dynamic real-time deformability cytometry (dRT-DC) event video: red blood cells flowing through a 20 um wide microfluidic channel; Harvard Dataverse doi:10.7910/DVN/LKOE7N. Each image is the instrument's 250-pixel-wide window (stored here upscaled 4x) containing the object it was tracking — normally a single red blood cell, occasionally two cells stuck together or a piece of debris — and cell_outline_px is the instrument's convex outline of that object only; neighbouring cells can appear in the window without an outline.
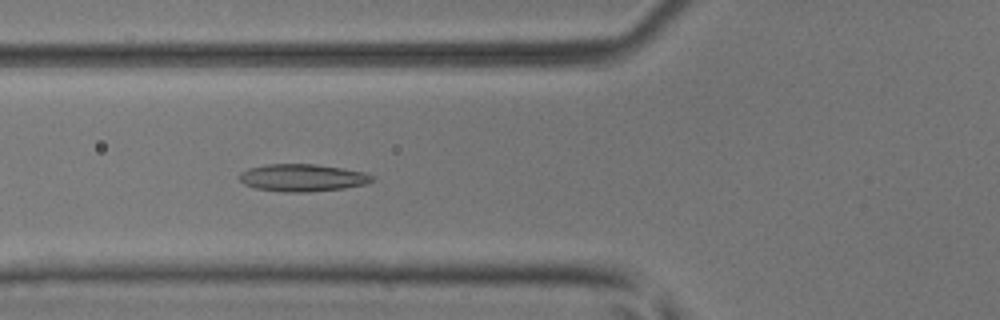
{"species": "common noctule bat (a hibernating species)", "species_latin": "Nyctalus noctula", "temperature_condition": "room temperature", "stored_images_in_passage": 38, "camera_frame_rate_fps": 3000, "um_per_image_px": 0.085, "animal": {"sex": "male", "body_mass_g": 17.9, "forearm_length_mm": 54.2}, "frame": {"image": 1, "passage_image": 6, "time_ms": 1.667, "image_size_px": [1000, 320], "cell_outline_px": [[376, 180], [364, 184], [344, 188], [308, 192], [280, 192], [256, 188], [244, 184], [236, 176], [240, 172], [248, 168], [268, 164], [316, 164], [364, 172], [376, 176]], "centroid_in_image_um": [25.69, 15.11], "position_along_channel_um": 100.1, "area_um2": 21.33}}
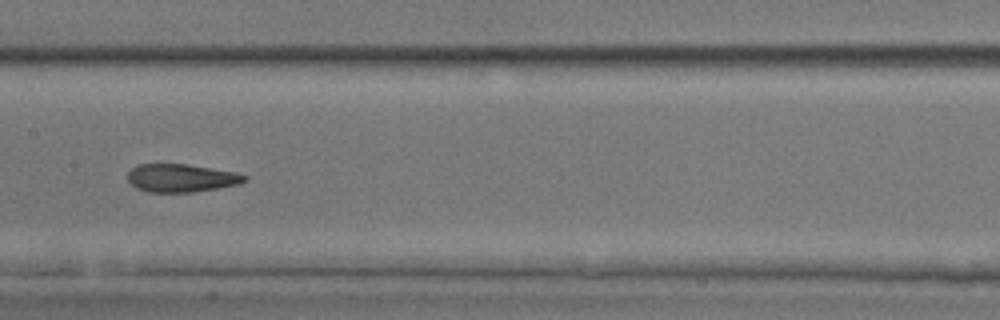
{"frame": {"image": 2, "passage_image": 13, "time_ms": 4.0, "image_size_px": [1000, 320], "cell_outline_px": [[248, 180], [240, 184], [192, 192], [148, 192], [136, 188], [128, 180], [128, 172], [132, 168], [140, 164], [188, 164], [236, 172], [248, 176]], "centroid_in_image_um": [15.43, 15.13], "position_along_channel_um": 192.0, "area_um2": 19.13}}
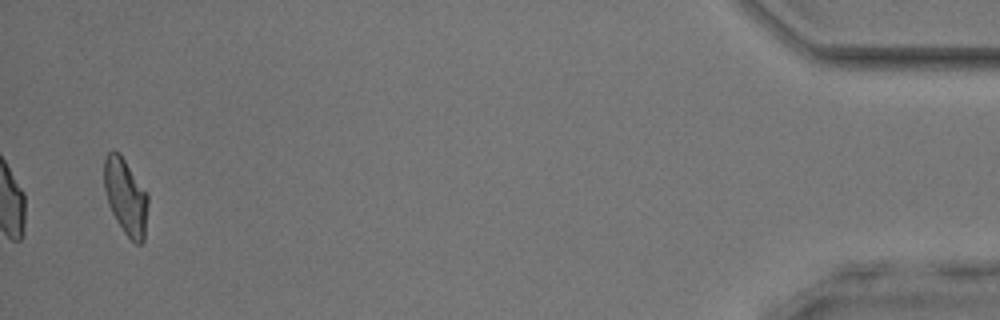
{"frame": {"image": 3, "passage_image": 37, "time_ms": 12.0, "image_size_px": [1000, 320], "cell_outline_px": [[148, 204], [144, 240], [140, 244], [136, 244], [124, 232], [116, 220], [108, 204], [104, 188], [104, 156], [112, 148], [120, 152], [148, 192]], "centroid_in_image_um": [10.68, 16.65], "position_along_channel_um": 424.5, "area_um2": 19.83}, "authors_computed_cell_mechanics": {"area_um2": 19.5942, "velocity_mm_per_s": 3.9395, "shape_relaxation_time_tau1_ms": 7.5231, "shape_relaxation_time_tau2_ms": 1.8403, "deformation_change_tau1": 0.1785, "deformation_change_tau2": 0.0854}}